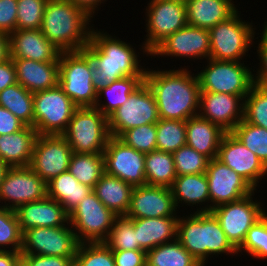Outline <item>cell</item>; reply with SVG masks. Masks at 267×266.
<instances>
[{
	"label": "cell",
	"instance_id": "cell-16",
	"mask_svg": "<svg viewBox=\"0 0 267 266\" xmlns=\"http://www.w3.org/2000/svg\"><path fill=\"white\" fill-rule=\"evenodd\" d=\"M47 197V183L29 166L8 167L0 184V206H18Z\"/></svg>",
	"mask_w": 267,
	"mask_h": 266
},
{
	"label": "cell",
	"instance_id": "cell-45",
	"mask_svg": "<svg viewBox=\"0 0 267 266\" xmlns=\"http://www.w3.org/2000/svg\"><path fill=\"white\" fill-rule=\"evenodd\" d=\"M172 154L177 176L203 174L207 171L210 159L187 144Z\"/></svg>",
	"mask_w": 267,
	"mask_h": 266
},
{
	"label": "cell",
	"instance_id": "cell-42",
	"mask_svg": "<svg viewBox=\"0 0 267 266\" xmlns=\"http://www.w3.org/2000/svg\"><path fill=\"white\" fill-rule=\"evenodd\" d=\"M243 120L267 129V86H252L244 98Z\"/></svg>",
	"mask_w": 267,
	"mask_h": 266
},
{
	"label": "cell",
	"instance_id": "cell-34",
	"mask_svg": "<svg viewBox=\"0 0 267 266\" xmlns=\"http://www.w3.org/2000/svg\"><path fill=\"white\" fill-rule=\"evenodd\" d=\"M0 106L9 110L26 126H34L33 93L16 83L0 92Z\"/></svg>",
	"mask_w": 267,
	"mask_h": 266
},
{
	"label": "cell",
	"instance_id": "cell-30",
	"mask_svg": "<svg viewBox=\"0 0 267 266\" xmlns=\"http://www.w3.org/2000/svg\"><path fill=\"white\" fill-rule=\"evenodd\" d=\"M224 131L199 115L186 120V144L210 160L217 158Z\"/></svg>",
	"mask_w": 267,
	"mask_h": 266
},
{
	"label": "cell",
	"instance_id": "cell-46",
	"mask_svg": "<svg viewBox=\"0 0 267 266\" xmlns=\"http://www.w3.org/2000/svg\"><path fill=\"white\" fill-rule=\"evenodd\" d=\"M156 135V123H152L129 129L119 139L135 150L147 154L157 150Z\"/></svg>",
	"mask_w": 267,
	"mask_h": 266
},
{
	"label": "cell",
	"instance_id": "cell-26",
	"mask_svg": "<svg viewBox=\"0 0 267 266\" xmlns=\"http://www.w3.org/2000/svg\"><path fill=\"white\" fill-rule=\"evenodd\" d=\"M16 68L17 82L35 93L58 86L59 61L39 62L23 58H12Z\"/></svg>",
	"mask_w": 267,
	"mask_h": 266
},
{
	"label": "cell",
	"instance_id": "cell-39",
	"mask_svg": "<svg viewBox=\"0 0 267 266\" xmlns=\"http://www.w3.org/2000/svg\"><path fill=\"white\" fill-rule=\"evenodd\" d=\"M237 252L239 257L246 254L253 261L267 262V212L249 229Z\"/></svg>",
	"mask_w": 267,
	"mask_h": 266
},
{
	"label": "cell",
	"instance_id": "cell-4",
	"mask_svg": "<svg viewBox=\"0 0 267 266\" xmlns=\"http://www.w3.org/2000/svg\"><path fill=\"white\" fill-rule=\"evenodd\" d=\"M93 20L69 0H48L40 30L60 52H76L89 44Z\"/></svg>",
	"mask_w": 267,
	"mask_h": 266
},
{
	"label": "cell",
	"instance_id": "cell-52",
	"mask_svg": "<svg viewBox=\"0 0 267 266\" xmlns=\"http://www.w3.org/2000/svg\"><path fill=\"white\" fill-rule=\"evenodd\" d=\"M25 126L26 125L9 110L0 106V135L18 132Z\"/></svg>",
	"mask_w": 267,
	"mask_h": 266
},
{
	"label": "cell",
	"instance_id": "cell-25",
	"mask_svg": "<svg viewBox=\"0 0 267 266\" xmlns=\"http://www.w3.org/2000/svg\"><path fill=\"white\" fill-rule=\"evenodd\" d=\"M170 188L179 213L187 210L188 206L191 209L187 213L210 212V195L205 173L177 176ZM180 207H183L182 210Z\"/></svg>",
	"mask_w": 267,
	"mask_h": 266
},
{
	"label": "cell",
	"instance_id": "cell-2",
	"mask_svg": "<svg viewBox=\"0 0 267 266\" xmlns=\"http://www.w3.org/2000/svg\"><path fill=\"white\" fill-rule=\"evenodd\" d=\"M168 63L171 68L147 66L145 82L155 96L160 119L186 121L199 113V79L189 63L179 67Z\"/></svg>",
	"mask_w": 267,
	"mask_h": 266
},
{
	"label": "cell",
	"instance_id": "cell-32",
	"mask_svg": "<svg viewBox=\"0 0 267 266\" xmlns=\"http://www.w3.org/2000/svg\"><path fill=\"white\" fill-rule=\"evenodd\" d=\"M144 82L145 76H127L115 80L97 92L94 107L108 118Z\"/></svg>",
	"mask_w": 267,
	"mask_h": 266
},
{
	"label": "cell",
	"instance_id": "cell-35",
	"mask_svg": "<svg viewBox=\"0 0 267 266\" xmlns=\"http://www.w3.org/2000/svg\"><path fill=\"white\" fill-rule=\"evenodd\" d=\"M145 176L147 185L171 187L177 177L173 154L159 150L145 154Z\"/></svg>",
	"mask_w": 267,
	"mask_h": 266
},
{
	"label": "cell",
	"instance_id": "cell-18",
	"mask_svg": "<svg viewBox=\"0 0 267 266\" xmlns=\"http://www.w3.org/2000/svg\"><path fill=\"white\" fill-rule=\"evenodd\" d=\"M72 153L62 135H38L29 167L48 183L68 171Z\"/></svg>",
	"mask_w": 267,
	"mask_h": 266
},
{
	"label": "cell",
	"instance_id": "cell-3",
	"mask_svg": "<svg viewBox=\"0 0 267 266\" xmlns=\"http://www.w3.org/2000/svg\"><path fill=\"white\" fill-rule=\"evenodd\" d=\"M177 240L202 266L208 265V262L212 264L209 260L217 263L215 258L224 255L231 258L238 256L237 249L211 212L180 213Z\"/></svg>",
	"mask_w": 267,
	"mask_h": 266
},
{
	"label": "cell",
	"instance_id": "cell-21",
	"mask_svg": "<svg viewBox=\"0 0 267 266\" xmlns=\"http://www.w3.org/2000/svg\"><path fill=\"white\" fill-rule=\"evenodd\" d=\"M180 216L170 187L156 185L135 186L131 195L128 218Z\"/></svg>",
	"mask_w": 267,
	"mask_h": 266
},
{
	"label": "cell",
	"instance_id": "cell-20",
	"mask_svg": "<svg viewBox=\"0 0 267 266\" xmlns=\"http://www.w3.org/2000/svg\"><path fill=\"white\" fill-rule=\"evenodd\" d=\"M210 195V211L215 207L240 200L255 189L234 170L217 158L209 161L205 172Z\"/></svg>",
	"mask_w": 267,
	"mask_h": 266
},
{
	"label": "cell",
	"instance_id": "cell-31",
	"mask_svg": "<svg viewBox=\"0 0 267 266\" xmlns=\"http://www.w3.org/2000/svg\"><path fill=\"white\" fill-rule=\"evenodd\" d=\"M134 186L118 177L104 173L93 191L97 198L115 215L126 216Z\"/></svg>",
	"mask_w": 267,
	"mask_h": 266
},
{
	"label": "cell",
	"instance_id": "cell-50",
	"mask_svg": "<svg viewBox=\"0 0 267 266\" xmlns=\"http://www.w3.org/2000/svg\"><path fill=\"white\" fill-rule=\"evenodd\" d=\"M22 264L24 266H74V258L22 254Z\"/></svg>",
	"mask_w": 267,
	"mask_h": 266
},
{
	"label": "cell",
	"instance_id": "cell-55",
	"mask_svg": "<svg viewBox=\"0 0 267 266\" xmlns=\"http://www.w3.org/2000/svg\"><path fill=\"white\" fill-rule=\"evenodd\" d=\"M21 263V252L0 251V266H20Z\"/></svg>",
	"mask_w": 267,
	"mask_h": 266
},
{
	"label": "cell",
	"instance_id": "cell-24",
	"mask_svg": "<svg viewBox=\"0 0 267 266\" xmlns=\"http://www.w3.org/2000/svg\"><path fill=\"white\" fill-rule=\"evenodd\" d=\"M14 211L22 233L35 227H60L69 224V213L58 201L49 197L22 204Z\"/></svg>",
	"mask_w": 267,
	"mask_h": 266
},
{
	"label": "cell",
	"instance_id": "cell-17",
	"mask_svg": "<svg viewBox=\"0 0 267 266\" xmlns=\"http://www.w3.org/2000/svg\"><path fill=\"white\" fill-rule=\"evenodd\" d=\"M105 173L132 186L146 185L145 154L111 136L103 152Z\"/></svg>",
	"mask_w": 267,
	"mask_h": 266
},
{
	"label": "cell",
	"instance_id": "cell-57",
	"mask_svg": "<svg viewBox=\"0 0 267 266\" xmlns=\"http://www.w3.org/2000/svg\"><path fill=\"white\" fill-rule=\"evenodd\" d=\"M8 167L3 163V161L0 159V184L2 183L3 176L5 174V171Z\"/></svg>",
	"mask_w": 267,
	"mask_h": 266
},
{
	"label": "cell",
	"instance_id": "cell-7",
	"mask_svg": "<svg viewBox=\"0 0 267 266\" xmlns=\"http://www.w3.org/2000/svg\"><path fill=\"white\" fill-rule=\"evenodd\" d=\"M92 72L93 62L84 50L60 52L58 85L78 108L95 106Z\"/></svg>",
	"mask_w": 267,
	"mask_h": 266
},
{
	"label": "cell",
	"instance_id": "cell-27",
	"mask_svg": "<svg viewBox=\"0 0 267 266\" xmlns=\"http://www.w3.org/2000/svg\"><path fill=\"white\" fill-rule=\"evenodd\" d=\"M184 2L187 24L208 30L240 10L236 0L235 2L234 0H184Z\"/></svg>",
	"mask_w": 267,
	"mask_h": 266
},
{
	"label": "cell",
	"instance_id": "cell-9",
	"mask_svg": "<svg viewBox=\"0 0 267 266\" xmlns=\"http://www.w3.org/2000/svg\"><path fill=\"white\" fill-rule=\"evenodd\" d=\"M260 192L262 194L263 191L255 190L240 200L219 205L210 211L236 249L242 245L249 229L267 212V206H264L266 200L261 201L256 194Z\"/></svg>",
	"mask_w": 267,
	"mask_h": 266
},
{
	"label": "cell",
	"instance_id": "cell-13",
	"mask_svg": "<svg viewBox=\"0 0 267 266\" xmlns=\"http://www.w3.org/2000/svg\"><path fill=\"white\" fill-rule=\"evenodd\" d=\"M116 217L92 191L69 213V223L80 243H97L107 239Z\"/></svg>",
	"mask_w": 267,
	"mask_h": 266
},
{
	"label": "cell",
	"instance_id": "cell-49",
	"mask_svg": "<svg viewBox=\"0 0 267 266\" xmlns=\"http://www.w3.org/2000/svg\"><path fill=\"white\" fill-rule=\"evenodd\" d=\"M17 0H0V32L7 35L16 30Z\"/></svg>",
	"mask_w": 267,
	"mask_h": 266
},
{
	"label": "cell",
	"instance_id": "cell-37",
	"mask_svg": "<svg viewBox=\"0 0 267 266\" xmlns=\"http://www.w3.org/2000/svg\"><path fill=\"white\" fill-rule=\"evenodd\" d=\"M146 266H202L175 239L146 252Z\"/></svg>",
	"mask_w": 267,
	"mask_h": 266
},
{
	"label": "cell",
	"instance_id": "cell-14",
	"mask_svg": "<svg viewBox=\"0 0 267 266\" xmlns=\"http://www.w3.org/2000/svg\"><path fill=\"white\" fill-rule=\"evenodd\" d=\"M159 119L155 96L144 82L108 117L110 135L119 138L129 129L157 123Z\"/></svg>",
	"mask_w": 267,
	"mask_h": 266
},
{
	"label": "cell",
	"instance_id": "cell-10",
	"mask_svg": "<svg viewBox=\"0 0 267 266\" xmlns=\"http://www.w3.org/2000/svg\"><path fill=\"white\" fill-rule=\"evenodd\" d=\"M141 12L146 34L143 45L151 52L166 37L187 25L184 0H149Z\"/></svg>",
	"mask_w": 267,
	"mask_h": 266
},
{
	"label": "cell",
	"instance_id": "cell-48",
	"mask_svg": "<svg viewBox=\"0 0 267 266\" xmlns=\"http://www.w3.org/2000/svg\"><path fill=\"white\" fill-rule=\"evenodd\" d=\"M261 24H262L261 27L262 29L259 28L261 33L259 32V30L258 32L256 31L255 36L257 37L254 38L255 41L253 48L256 51L254 54L257 53L255 56L259 63L255 64L254 65L255 67L253 66V78L255 84L267 86V18L266 17L264 23Z\"/></svg>",
	"mask_w": 267,
	"mask_h": 266
},
{
	"label": "cell",
	"instance_id": "cell-11",
	"mask_svg": "<svg viewBox=\"0 0 267 266\" xmlns=\"http://www.w3.org/2000/svg\"><path fill=\"white\" fill-rule=\"evenodd\" d=\"M150 57V61H152V58L155 60L157 57L161 59L163 66L164 64L168 65V63H164L162 60H168L169 57L175 63L178 59L182 58L183 61L187 59L191 63V68H193L192 62L196 63L199 60L196 63L198 64L199 62L202 63L203 60L210 59V32L208 29L187 24L160 42L150 52Z\"/></svg>",
	"mask_w": 267,
	"mask_h": 266
},
{
	"label": "cell",
	"instance_id": "cell-12",
	"mask_svg": "<svg viewBox=\"0 0 267 266\" xmlns=\"http://www.w3.org/2000/svg\"><path fill=\"white\" fill-rule=\"evenodd\" d=\"M34 128L39 135H62L78 108L58 86L33 93Z\"/></svg>",
	"mask_w": 267,
	"mask_h": 266
},
{
	"label": "cell",
	"instance_id": "cell-41",
	"mask_svg": "<svg viewBox=\"0 0 267 266\" xmlns=\"http://www.w3.org/2000/svg\"><path fill=\"white\" fill-rule=\"evenodd\" d=\"M104 243L112 251L140 250V244L138 243V237L132 223V218L117 216L109 236Z\"/></svg>",
	"mask_w": 267,
	"mask_h": 266
},
{
	"label": "cell",
	"instance_id": "cell-1",
	"mask_svg": "<svg viewBox=\"0 0 267 266\" xmlns=\"http://www.w3.org/2000/svg\"><path fill=\"white\" fill-rule=\"evenodd\" d=\"M109 33L106 28L94 27L89 44L83 49L93 62L92 82L97 92L120 78L145 76L149 64L146 60L150 58V52L143 43L137 46L135 42L119 38L115 32Z\"/></svg>",
	"mask_w": 267,
	"mask_h": 266
},
{
	"label": "cell",
	"instance_id": "cell-15",
	"mask_svg": "<svg viewBox=\"0 0 267 266\" xmlns=\"http://www.w3.org/2000/svg\"><path fill=\"white\" fill-rule=\"evenodd\" d=\"M79 245L70 223L60 227H35L23 232L21 254L74 258Z\"/></svg>",
	"mask_w": 267,
	"mask_h": 266
},
{
	"label": "cell",
	"instance_id": "cell-44",
	"mask_svg": "<svg viewBox=\"0 0 267 266\" xmlns=\"http://www.w3.org/2000/svg\"><path fill=\"white\" fill-rule=\"evenodd\" d=\"M74 266H115L112 250L104 243H80Z\"/></svg>",
	"mask_w": 267,
	"mask_h": 266
},
{
	"label": "cell",
	"instance_id": "cell-33",
	"mask_svg": "<svg viewBox=\"0 0 267 266\" xmlns=\"http://www.w3.org/2000/svg\"><path fill=\"white\" fill-rule=\"evenodd\" d=\"M93 189L80 183L69 171L47 183V197L58 201L70 213Z\"/></svg>",
	"mask_w": 267,
	"mask_h": 266
},
{
	"label": "cell",
	"instance_id": "cell-54",
	"mask_svg": "<svg viewBox=\"0 0 267 266\" xmlns=\"http://www.w3.org/2000/svg\"><path fill=\"white\" fill-rule=\"evenodd\" d=\"M75 6L85 11L95 21V16L98 17V13L103 8L108 0H69Z\"/></svg>",
	"mask_w": 267,
	"mask_h": 266
},
{
	"label": "cell",
	"instance_id": "cell-28",
	"mask_svg": "<svg viewBox=\"0 0 267 266\" xmlns=\"http://www.w3.org/2000/svg\"><path fill=\"white\" fill-rule=\"evenodd\" d=\"M38 135L31 126L12 134L0 135V159L7 167L29 166Z\"/></svg>",
	"mask_w": 267,
	"mask_h": 266
},
{
	"label": "cell",
	"instance_id": "cell-6",
	"mask_svg": "<svg viewBox=\"0 0 267 266\" xmlns=\"http://www.w3.org/2000/svg\"><path fill=\"white\" fill-rule=\"evenodd\" d=\"M247 62L250 61L207 59L202 62L203 66L199 63L195 66V71L199 79L200 92H222L240 96L244 100L255 84L253 66H250L254 64L253 62L247 64Z\"/></svg>",
	"mask_w": 267,
	"mask_h": 266
},
{
	"label": "cell",
	"instance_id": "cell-38",
	"mask_svg": "<svg viewBox=\"0 0 267 266\" xmlns=\"http://www.w3.org/2000/svg\"><path fill=\"white\" fill-rule=\"evenodd\" d=\"M156 130L157 150L173 153L186 145V121L159 119Z\"/></svg>",
	"mask_w": 267,
	"mask_h": 266
},
{
	"label": "cell",
	"instance_id": "cell-8",
	"mask_svg": "<svg viewBox=\"0 0 267 266\" xmlns=\"http://www.w3.org/2000/svg\"><path fill=\"white\" fill-rule=\"evenodd\" d=\"M62 136L74 153H103L111 137L108 118L95 107L77 108Z\"/></svg>",
	"mask_w": 267,
	"mask_h": 266
},
{
	"label": "cell",
	"instance_id": "cell-19",
	"mask_svg": "<svg viewBox=\"0 0 267 266\" xmlns=\"http://www.w3.org/2000/svg\"><path fill=\"white\" fill-rule=\"evenodd\" d=\"M217 159L244 178L255 190L267 182V167L231 132L223 136ZM262 179H265L264 182H261Z\"/></svg>",
	"mask_w": 267,
	"mask_h": 266
},
{
	"label": "cell",
	"instance_id": "cell-40",
	"mask_svg": "<svg viewBox=\"0 0 267 266\" xmlns=\"http://www.w3.org/2000/svg\"><path fill=\"white\" fill-rule=\"evenodd\" d=\"M231 133L267 167V129L242 120Z\"/></svg>",
	"mask_w": 267,
	"mask_h": 266
},
{
	"label": "cell",
	"instance_id": "cell-36",
	"mask_svg": "<svg viewBox=\"0 0 267 266\" xmlns=\"http://www.w3.org/2000/svg\"><path fill=\"white\" fill-rule=\"evenodd\" d=\"M68 171L83 185L94 189L105 173L103 153H72Z\"/></svg>",
	"mask_w": 267,
	"mask_h": 266
},
{
	"label": "cell",
	"instance_id": "cell-22",
	"mask_svg": "<svg viewBox=\"0 0 267 266\" xmlns=\"http://www.w3.org/2000/svg\"><path fill=\"white\" fill-rule=\"evenodd\" d=\"M244 100L225 93L200 92L198 115L231 132L243 120Z\"/></svg>",
	"mask_w": 267,
	"mask_h": 266
},
{
	"label": "cell",
	"instance_id": "cell-53",
	"mask_svg": "<svg viewBox=\"0 0 267 266\" xmlns=\"http://www.w3.org/2000/svg\"><path fill=\"white\" fill-rule=\"evenodd\" d=\"M17 82L16 68L12 58L0 63V92Z\"/></svg>",
	"mask_w": 267,
	"mask_h": 266
},
{
	"label": "cell",
	"instance_id": "cell-43",
	"mask_svg": "<svg viewBox=\"0 0 267 266\" xmlns=\"http://www.w3.org/2000/svg\"><path fill=\"white\" fill-rule=\"evenodd\" d=\"M22 235L15 211L0 206V251L21 252Z\"/></svg>",
	"mask_w": 267,
	"mask_h": 266
},
{
	"label": "cell",
	"instance_id": "cell-47",
	"mask_svg": "<svg viewBox=\"0 0 267 266\" xmlns=\"http://www.w3.org/2000/svg\"><path fill=\"white\" fill-rule=\"evenodd\" d=\"M48 0H17L16 29H40Z\"/></svg>",
	"mask_w": 267,
	"mask_h": 266
},
{
	"label": "cell",
	"instance_id": "cell-5",
	"mask_svg": "<svg viewBox=\"0 0 267 266\" xmlns=\"http://www.w3.org/2000/svg\"><path fill=\"white\" fill-rule=\"evenodd\" d=\"M236 11L227 20L212 27L210 32V59L219 61H247L253 52L257 27ZM252 49V51H251ZM249 54V55H248ZM246 57V58H245ZM245 59V60H244Z\"/></svg>",
	"mask_w": 267,
	"mask_h": 266
},
{
	"label": "cell",
	"instance_id": "cell-29",
	"mask_svg": "<svg viewBox=\"0 0 267 266\" xmlns=\"http://www.w3.org/2000/svg\"><path fill=\"white\" fill-rule=\"evenodd\" d=\"M178 219L179 216L132 218L140 250L147 252L177 239Z\"/></svg>",
	"mask_w": 267,
	"mask_h": 266
},
{
	"label": "cell",
	"instance_id": "cell-56",
	"mask_svg": "<svg viewBox=\"0 0 267 266\" xmlns=\"http://www.w3.org/2000/svg\"><path fill=\"white\" fill-rule=\"evenodd\" d=\"M10 59L9 36L0 32V63Z\"/></svg>",
	"mask_w": 267,
	"mask_h": 266
},
{
	"label": "cell",
	"instance_id": "cell-51",
	"mask_svg": "<svg viewBox=\"0 0 267 266\" xmlns=\"http://www.w3.org/2000/svg\"><path fill=\"white\" fill-rule=\"evenodd\" d=\"M115 266H146V251L120 250L112 251Z\"/></svg>",
	"mask_w": 267,
	"mask_h": 266
},
{
	"label": "cell",
	"instance_id": "cell-23",
	"mask_svg": "<svg viewBox=\"0 0 267 266\" xmlns=\"http://www.w3.org/2000/svg\"><path fill=\"white\" fill-rule=\"evenodd\" d=\"M9 36L10 58L39 62L59 61L60 51L40 29H16Z\"/></svg>",
	"mask_w": 267,
	"mask_h": 266
}]
</instances>
